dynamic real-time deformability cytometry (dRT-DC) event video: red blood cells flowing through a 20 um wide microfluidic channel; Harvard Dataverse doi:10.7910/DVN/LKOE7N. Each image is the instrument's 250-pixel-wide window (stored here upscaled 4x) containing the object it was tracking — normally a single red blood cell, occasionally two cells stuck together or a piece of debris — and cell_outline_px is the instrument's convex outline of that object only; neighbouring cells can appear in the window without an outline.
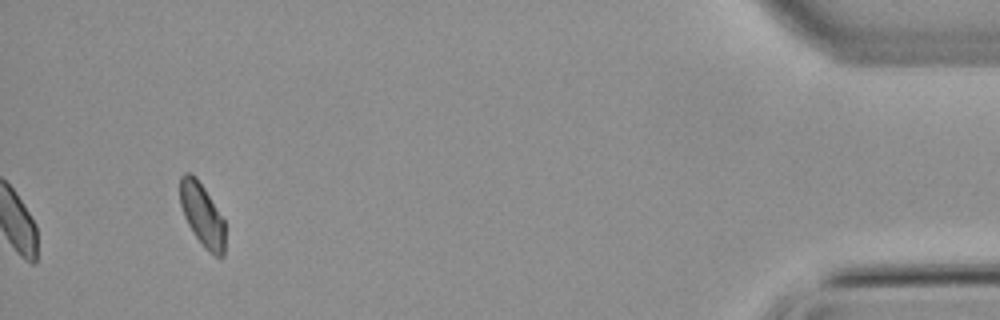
{"species": "common noctule bat (a hibernating species)", "species_latin": "Nyctalus noctula", "temperature_condition": "warm", "stored_images_in_passage": 53, "segment_of_instrument_passage": [2, 2], "camera_frame_rate_fps": 3000, "um_per_image_px": 0.085, "animal": {"sex": "male", "body_mass_g": 21.5, "forearm_length_mm": 52.0}, "frame": {"image": 1, "passage_image": 53, "time_ms": 17.333, "image_size_px": [1000, 320], "cell_outline_px": [[224, 256], [216, 256], [204, 248], [192, 232], [184, 216], [180, 204], [180, 176], [184, 172], [192, 172], [196, 176], [204, 188], [224, 220]], "centroid_in_image_um": [17.16, 18.23], "position_along_channel_um": 418.0, "area_um2": 16.47}}